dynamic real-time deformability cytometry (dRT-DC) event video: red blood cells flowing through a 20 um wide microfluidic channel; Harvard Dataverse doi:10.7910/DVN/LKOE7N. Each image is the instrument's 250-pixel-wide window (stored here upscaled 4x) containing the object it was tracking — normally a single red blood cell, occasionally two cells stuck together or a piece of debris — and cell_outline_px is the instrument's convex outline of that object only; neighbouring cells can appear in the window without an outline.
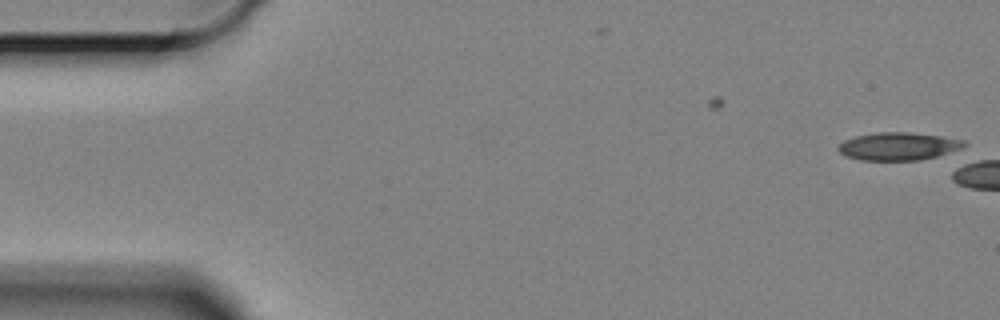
{"species": "Egyptian fruit bat (a non-hibernating species)", "species_latin": "Rousettus aegyptiacus", "temperature_condition": "cold", "stored_images_in_passage": 5, "camera_frame_rate_fps": 3000, "um_per_image_px": 0.085, "animal": {"sex": "female"}, "frame": {"image": 1, "passage_image": 1, "time_ms": 0.0, "image_size_px": [1000, 320], "cell_outline_px": [[968, 144], [960, 152], [920, 160], [860, 160], [844, 156], [836, 148], [844, 140], [856, 136], [880, 132], [908, 132], [940, 136], [964, 140]], "centroid_in_image_um": [76.45, 12.45], "position_along_channel_um": 8.6, "area_um2": 20.81}}